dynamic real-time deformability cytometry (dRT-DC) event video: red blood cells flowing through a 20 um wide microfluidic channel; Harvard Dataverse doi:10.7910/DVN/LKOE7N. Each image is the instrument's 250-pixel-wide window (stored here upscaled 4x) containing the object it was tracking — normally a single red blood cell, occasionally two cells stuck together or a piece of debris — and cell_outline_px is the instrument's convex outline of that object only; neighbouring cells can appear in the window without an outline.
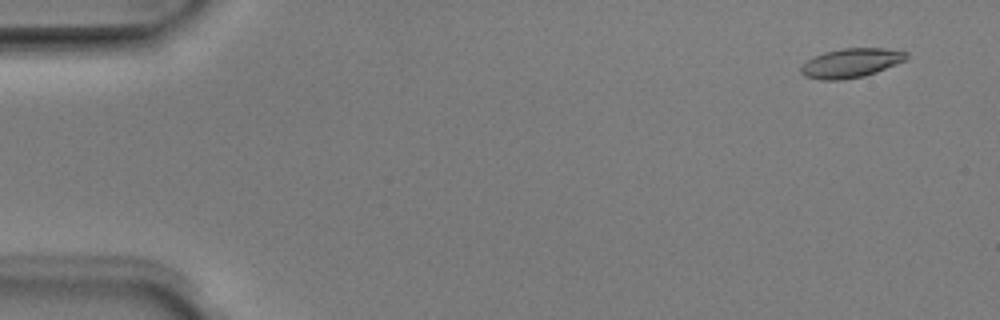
{"species": "Egyptian fruit bat (a non-hibernating species)", "species_latin": "Rousettus aegyptiacus", "temperature_condition": "room temperature", "stored_images_in_passage": 7, "camera_frame_rate_fps": 3000, "um_per_image_px": 0.085, "animal": {"sex": "male"}, "frame": {"image": 1, "passage_image": 1, "time_ms": 0.0, "image_size_px": [1000, 320], "cell_outline_px": [[908, 60], [876, 72], [864, 76], [840, 80], [820, 80], [804, 76], [800, 72], [800, 68], [808, 60], [824, 52], [844, 48], [884, 48], [908, 52]], "centroid_in_image_um": [72.37, 5.36], "position_along_channel_um": 12.6, "area_um2": 17.98}}
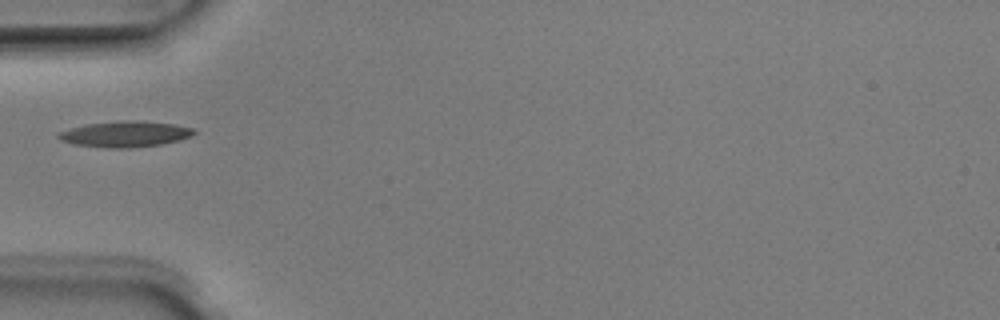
{"frame": {"image": 2, "passage_image": 5, "time_ms": 1.333, "image_size_px": [1000, 320], "cell_outline_px": [[196, 132], [192, 136], [180, 140], [160, 144], [128, 148], [108, 148], [72, 144], [60, 140], [56, 136], [56, 132], [88, 124], [124, 120], [136, 120], [172, 124], [192, 128]], "centroid_in_image_um": [10.6, 11.4], "position_along_channel_um": 74.4, "area_um2": 20.35}}
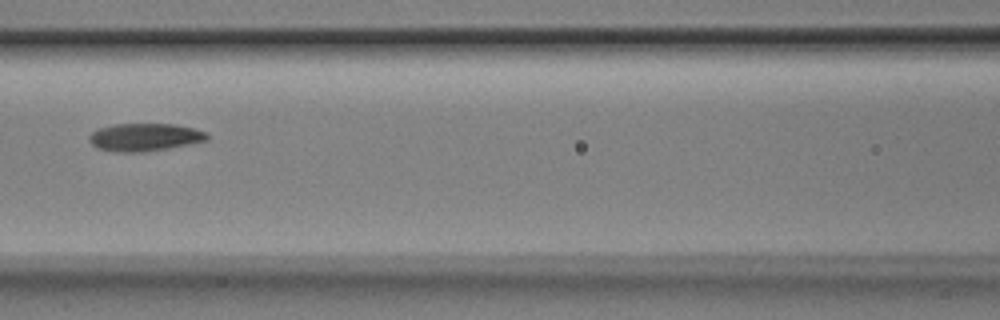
{"frame": {"image": 3, "passage_image": 7, "time_ms": 2.0, "image_size_px": [1000, 320], "cell_outline_px": [[208, 140], [168, 148], [140, 152], [116, 152], [96, 148], [88, 140], [88, 136], [96, 128], [112, 124], [176, 124], [208, 132]], "centroid_in_image_um": [12.25, 11.65], "position_along_channel_um": 154.3, "area_um2": 19.19}}